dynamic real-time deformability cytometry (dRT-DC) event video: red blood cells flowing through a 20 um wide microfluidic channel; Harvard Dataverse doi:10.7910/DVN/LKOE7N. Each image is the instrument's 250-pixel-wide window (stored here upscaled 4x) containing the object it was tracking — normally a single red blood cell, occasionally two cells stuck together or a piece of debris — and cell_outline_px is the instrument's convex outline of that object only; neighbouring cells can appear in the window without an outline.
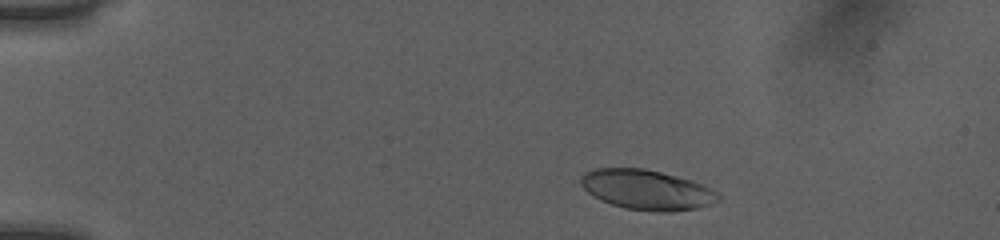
{"species": "human", "species_latin": "Homo sapiens", "temperature_condition": "room temperature", "stored_images_in_passage": 47, "camera_frame_rate_fps": 3000, "um_per_image_px": 0.085, "donor": {"sex": "female"}, "frame": {"image": 1, "passage_image": 5, "time_ms": 1.333, "image_size_px": [1000, 240], "cell_outline_px": [[720, 200], [712, 204], [696, 208], [668, 212], [656, 212], [624, 208], [600, 200], [588, 192], [580, 184], [580, 176], [584, 172], [596, 168], [644, 168], [692, 180], [716, 192], [720, 196]], "centroid_in_image_um": [54.95, 16.13], "position_along_channel_um": 30.1, "area_um2": 31.91}}
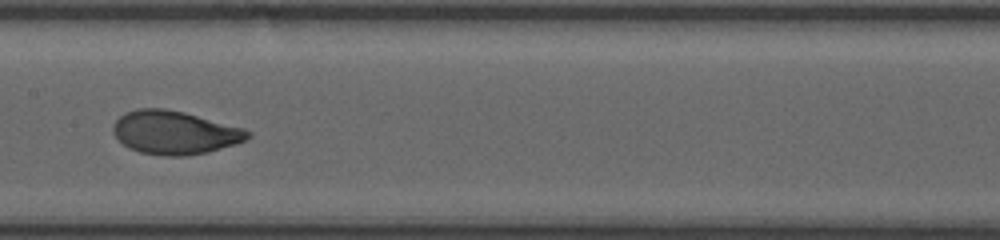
{"frame": {"image": 2, "passage_image": 23, "time_ms": 7.333, "image_size_px": [1000, 240], "cell_outline_px": [[252, 136], [248, 140], [236, 144], [208, 152], [188, 156], [168, 156], [140, 152], [128, 148], [112, 132], [112, 128], [116, 120], [124, 112], [136, 108], [164, 108], [184, 112], [244, 128], [252, 132]], "centroid_in_image_um": [14.87, 11.26], "position_along_channel_um": 192.5, "area_um2": 34.28}}
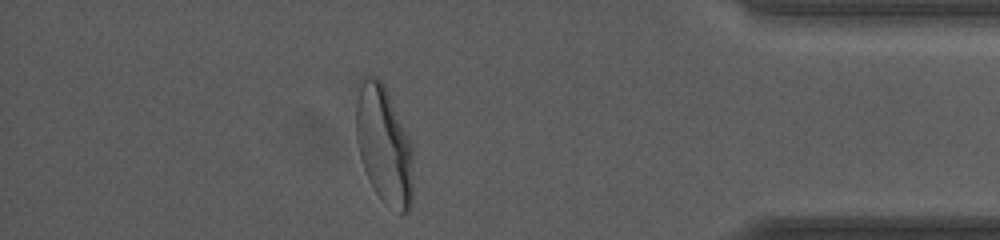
{"frame": {"image": 3, "passage_image": 41, "time_ms": 13.333, "image_size_px": [1000, 240], "cell_outline_px": [[412, 204], [408, 212], [404, 216], [380, 196], [376, 192], [364, 168], [360, 156], [356, 140], [356, 84], [364, 76], [376, 76], [384, 84], [412, 144]], "centroid_in_image_um": [32.62, 12.26], "position_along_channel_um": 402.6, "area_um2": 39.19}, "authors_computed_cell_mechanics": {"area_um2": 33.7552, "velocity_mm_per_s": 4.0187, "shape_relaxation_time_tau1_ms": 3.0001, "shape_relaxation_time_tau2_ms": null, "deformation_change_tau1": 0.1699, "deformation_change_tau2": null}}